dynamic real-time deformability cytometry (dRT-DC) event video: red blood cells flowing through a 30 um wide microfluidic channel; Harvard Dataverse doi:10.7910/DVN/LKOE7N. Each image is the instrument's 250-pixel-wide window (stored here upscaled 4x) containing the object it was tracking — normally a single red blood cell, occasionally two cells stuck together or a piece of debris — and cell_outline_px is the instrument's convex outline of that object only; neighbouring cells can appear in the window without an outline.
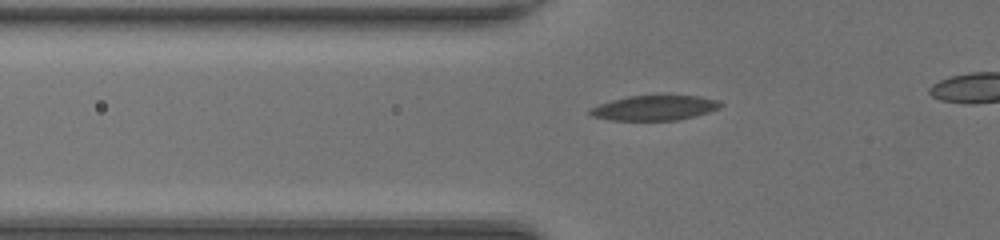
{"species": "common noctule bat (a hibernating species)", "species_latin": "Nyctalus noctula", "temperature_condition": "room temperature", "stored_images_in_passage": 43, "camera_frame_rate_fps": 3000, "um_per_image_px": 0.085, "animal": {"sex": "female", "body_mass_g": 20.0, "forearm_length_mm": 54.0}, "frame": {"image": 1, "passage_image": 17, "time_ms": 5.333, "image_size_px": [1000, 240], "cell_outline_px": [[724, 104], [720, 108], [696, 116], [676, 120], [608, 120], [592, 116], [588, 112], [588, 108], [612, 100], [628, 96], [664, 92], [700, 96], [720, 100]], "centroid_in_image_um": [55.69, 9.11], "position_along_channel_um": 70.1, "area_um2": 20.06}}
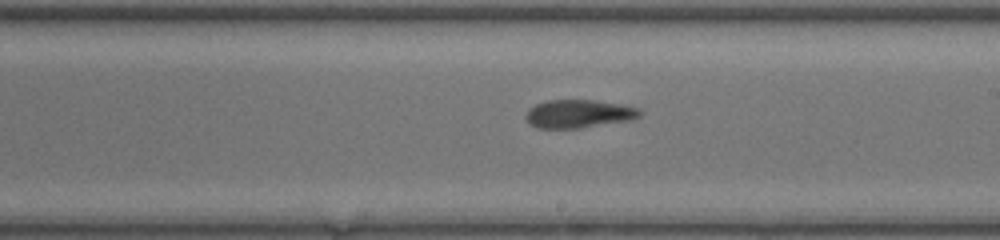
{"frame": {"image": 2, "passage_image": 29, "time_ms": 9.333, "image_size_px": [1000, 240], "cell_outline_px": [[644, 112], [640, 116], [632, 120], [580, 128], [536, 128], [524, 116], [528, 108], [536, 104], [548, 100], [596, 100], [620, 104], [640, 108]], "centroid_in_image_um": [49.23, 9.67], "position_along_channel_um": 239.8, "area_um2": 18.9}}
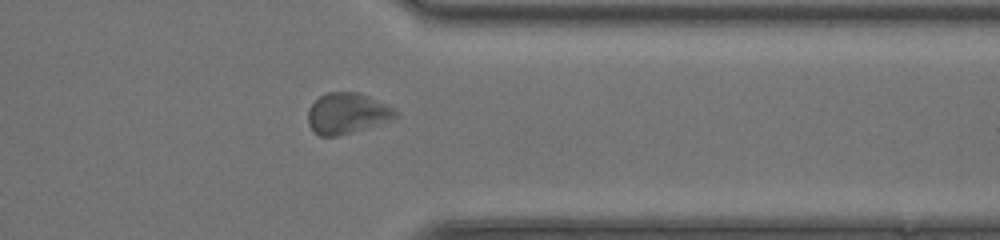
{"frame": {"image": 3, "passage_image": 39, "time_ms": 12.667, "image_size_px": [1000, 240], "cell_outline_px": [[400, 116], [388, 120], [336, 136], [320, 136], [308, 124], [308, 108], [320, 96], [328, 92], [360, 92], [396, 108], [400, 112]], "centroid_in_image_um": [29.52, 9.6], "position_along_channel_um": 381.9, "area_um2": 20.58}}